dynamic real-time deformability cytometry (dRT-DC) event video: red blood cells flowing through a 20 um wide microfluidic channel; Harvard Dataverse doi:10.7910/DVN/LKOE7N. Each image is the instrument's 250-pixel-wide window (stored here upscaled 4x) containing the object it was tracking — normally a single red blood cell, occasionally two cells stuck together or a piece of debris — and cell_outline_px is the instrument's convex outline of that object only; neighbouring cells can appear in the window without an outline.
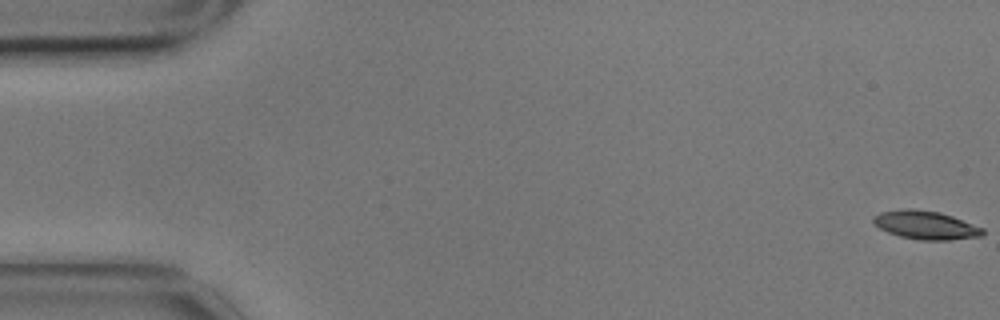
{"species": "common noctule bat (a hibernating species)", "species_latin": "Nyctalus noctula", "temperature_condition": "cold", "stored_images_in_passage": 59, "camera_frame_rate_fps": 3000, "um_per_image_px": 0.085, "animal": {"sex": "male", "body_mass_g": 17.9}, "frame": {"image": 1, "passage_image": 1, "time_ms": 0.0, "image_size_px": [1000, 320], "cell_outline_px": [[984, 236], [948, 240], [920, 240], [900, 236], [888, 232], [880, 228], [872, 220], [872, 216], [880, 212], [900, 208], [912, 208], [940, 212], [952, 216], [984, 228]], "centroid_in_image_um": [78.68, 19.12], "position_along_channel_um": 6.3, "area_um2": 18.26}}
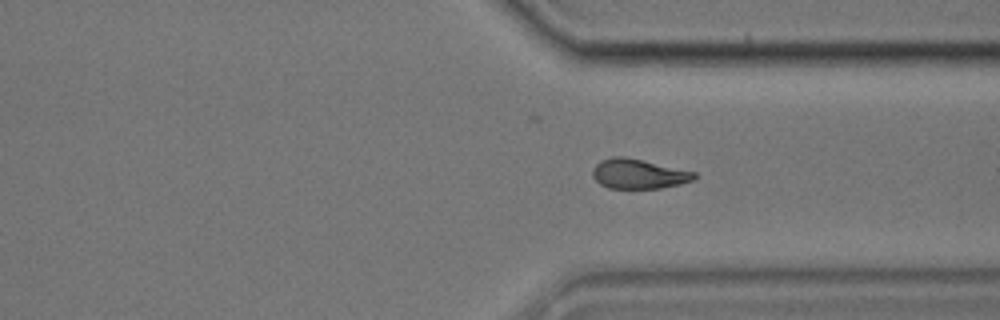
{"frame": {"image": 2, "passage_image": 43, "time_ms": 14.0, "image_size_px": [1000, 320], "cell_outline_px": [[696, 176], [692, 180], [680, 184], [660, 188], [608, 188], [600, 184], [592, 176], [592, 168], [600, 160], [612, 156], [624, 156], [696, 172]], "centroid_in_image_um": [54.23, 14.77], "position_along_channel_um": 357.2, "area_um2": 17.57}}
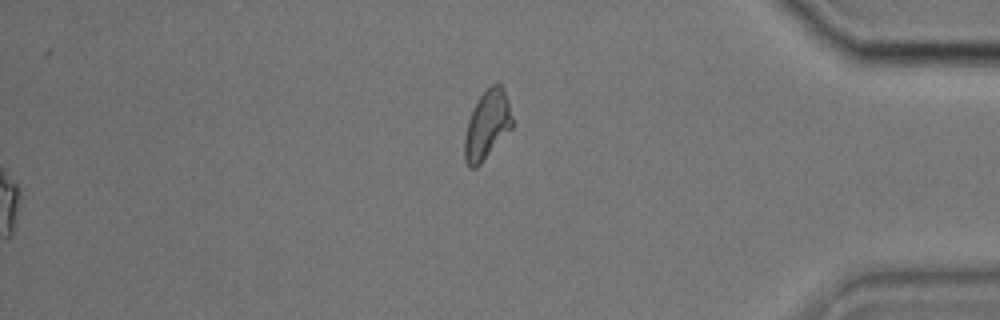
{"frame": {"image": 3, "passage_image": 59, "time_ms": 19.333, "image_size_px": [1000, 320], "cell_outline_px": [[512, 128], [480, 164], [476, 168], [468, 168], [464, 160], [464, 140], [468, 120], [480, 96], [496, 80], [504, 88], [508, 100], [512, 116]], "centroid_in_image_um": [41.4, 10.63], "position_along_channel_um": 393.8, "area_um2": 19.02}, "authors_computed_cell_mechanics": {"area_um2": 18.2648, "velocity_mm_per_s": 3.4786, "shape_relaxation_time_tau1_ms": 5.837, "shape_relaxation_time_tau2_ms": null, "deformation_change_tau1": 0.1634, "deformation_change_tau2": null}}